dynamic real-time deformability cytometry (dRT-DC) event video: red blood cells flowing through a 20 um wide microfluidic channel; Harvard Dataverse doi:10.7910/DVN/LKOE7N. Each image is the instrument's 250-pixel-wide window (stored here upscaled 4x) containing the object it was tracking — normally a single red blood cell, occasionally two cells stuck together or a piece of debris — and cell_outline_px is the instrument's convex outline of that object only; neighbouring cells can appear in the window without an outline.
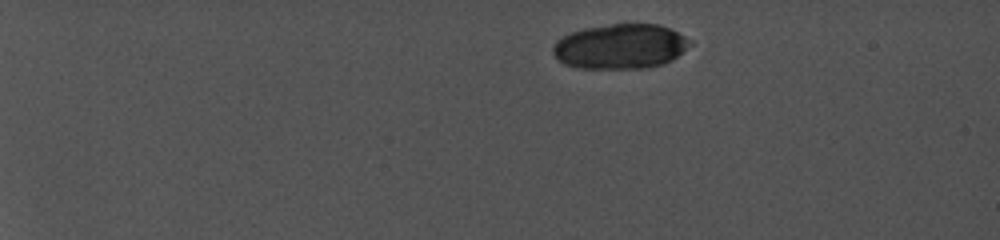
{"species": "common noctule bat (a hibernating species)", "species_latin": "Nyctalus noctula", "temperature_condition": "cold", "stored_images_in_passage": 11, "camera_frame_rate_fps": 5000, "um_per_image_px": 0.085, "animal": {"sex": "female", "body_mass_g": 19.0, "forearm_length_mm": 56.7}, "frame": {"image": 1, "passage_image": 1, "time_ms": 0.0, "image_size_px": [1000, 240], "cell_outline_px": [[680, 52], [676, 56], [660, 64], [640, 68], [584, 68], [568, 64], [560, 60], [556, 56], [556, 44], [560, 40], [576, 32], [592, 28], [616, 24], [652, 24], [668, 28], [676, 32], [680, 36]], "centroid_in_image_um": [52.66, 3.96], "position_along_channel_um": 32.3, "area_um2": 33.12}}